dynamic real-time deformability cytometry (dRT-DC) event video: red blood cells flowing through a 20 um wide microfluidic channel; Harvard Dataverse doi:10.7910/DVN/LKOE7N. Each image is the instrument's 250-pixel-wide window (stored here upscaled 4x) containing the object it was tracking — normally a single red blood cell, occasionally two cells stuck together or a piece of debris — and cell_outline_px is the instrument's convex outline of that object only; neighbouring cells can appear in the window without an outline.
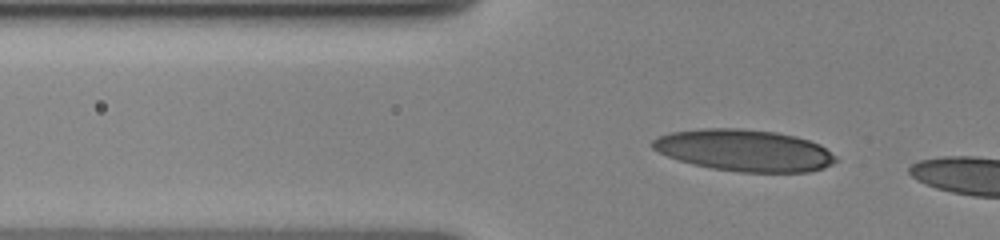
{"species": "human", "species_latin": "Homo sapiens", "temperature_condition": "cold", "stored_images_in_passage": 11, "camera_frame_rate_fps": 3000, "um_per_image_px": 0.085, "donor": {"sex": "female"}, "frame": {"image": 1, "passage_image": 7, "time_ms": 1.333, "image_size_px": [1000, 240], "cell_outline_px": [[836, 160], [832, 164], [824, 168], [808, 172], [740, 172], [712, 168], [692, 164], [668, 156], [652, 148], [652, 140], [656, 136], [672, 132], [704, 128], [740, 128], [776, 132], [796, 136], [820, 144], [836, 156]], "centroid_in_image_um": [63.27, 12.78], "position_along_channel_um": 62.5, "area_um2": 44.51}}